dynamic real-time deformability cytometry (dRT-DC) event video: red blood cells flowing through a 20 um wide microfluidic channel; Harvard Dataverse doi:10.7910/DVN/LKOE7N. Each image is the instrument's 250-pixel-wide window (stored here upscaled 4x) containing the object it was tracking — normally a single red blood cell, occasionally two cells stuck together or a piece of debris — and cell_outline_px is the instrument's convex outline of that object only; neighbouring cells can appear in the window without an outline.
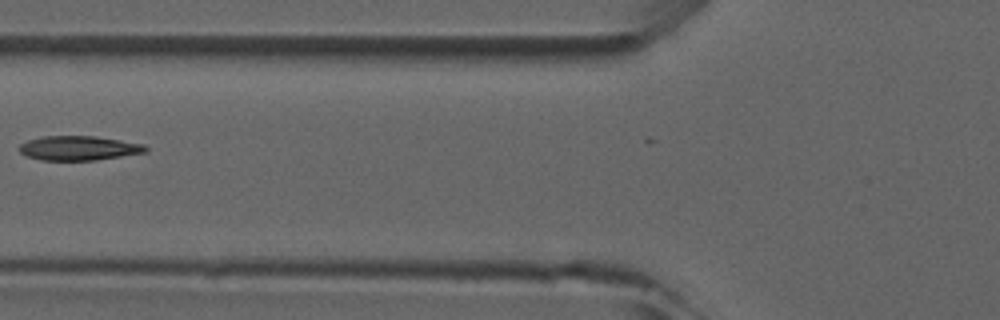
{"species": "common noctule bat (a hibernating species)", "species_latin": "Nyctalus noctula", "temperature_condition": "room temperature", "stored_images_in_passage": 4, "camera_frame_rate_fps": 3000, "um_per_image_px": 0.085, "animal": {"sex": "male", "forearm_length_mm": 52.5}, "frame": {"image": 1, "passage_image": 4, "time_ms": 3.333, "image_size_px": [1000, 320], "cell_outline_px": [[148, 152], [96, 160], [40, 160], [28, 156], [20, 152], [20, 144], [28, 140], [40, 136], [96, 136], [144, 144], [148, 148]], "centroid_in_image_um": [6.72, 12.58], "position_along_channel_um": 119.1, "area_um2": 17.98}}